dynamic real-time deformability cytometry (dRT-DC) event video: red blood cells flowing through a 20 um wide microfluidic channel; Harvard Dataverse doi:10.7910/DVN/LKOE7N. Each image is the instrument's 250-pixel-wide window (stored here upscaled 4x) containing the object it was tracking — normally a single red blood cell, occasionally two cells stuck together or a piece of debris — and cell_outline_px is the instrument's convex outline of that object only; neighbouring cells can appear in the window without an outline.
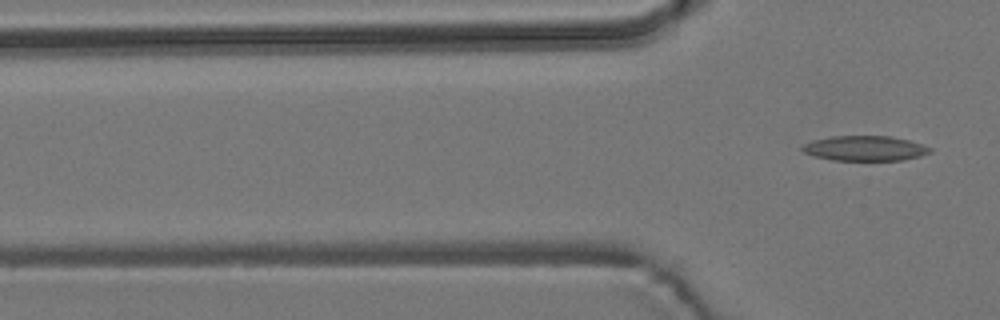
{"species": "common noctule bat (a hibernating species)", "species_latin": "Nyctalus noctula", "temperature_condition": "room temperature", "stored_images_in_passage": 6, "camera_frame_rate_fps": 3000, "um_per_image_px": 0.085, "animal": {"sex": "male", "body_mass_g": 19.2, "forearm_length_mm": 51.8}, "frame": {"image": 1, "passage_image": 6, "time_ms": 7.0, "image_size_px": [1000, 320], "cell_outline_px": [[932, 152], [920, 156], [904, 160], [832, 160], [812, 156], [804, 152], [800, 148], [804, 144], [812, 140], [832, 136], [892, 136], [908, 140], [932, 148]], "centroid_in_image_um": [73.5, 12.61], "position_along_channel_um": 52.3, "area_um2": 18.67}}